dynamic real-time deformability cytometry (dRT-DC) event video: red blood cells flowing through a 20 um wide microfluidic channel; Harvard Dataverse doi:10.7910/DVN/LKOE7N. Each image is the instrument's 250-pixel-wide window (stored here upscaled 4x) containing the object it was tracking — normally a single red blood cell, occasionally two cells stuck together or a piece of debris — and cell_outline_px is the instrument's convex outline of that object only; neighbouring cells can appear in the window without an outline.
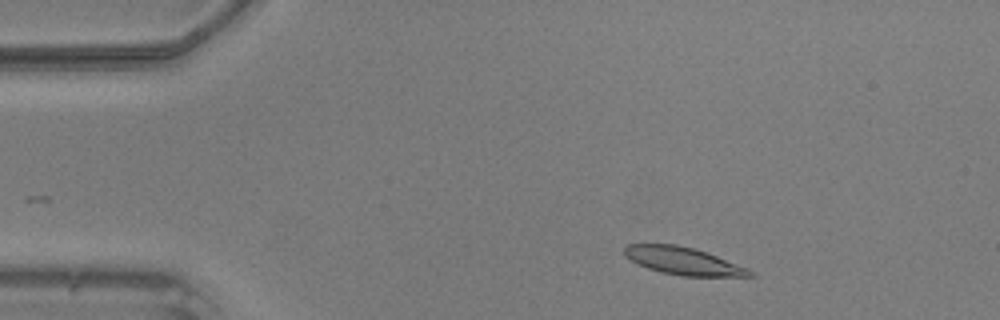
{"species": "common noctule bat (a hibernating species)", "species_latin": "Nyctalus noctula", "temperature_condition": "warm", "stored_images_in_passage": 17, "camera_frame_rate_fps": 3000, "um_per_image_px": 0.085, "animal": {"sex": "male", "body_mass_g": 20.5, "forearm_length_mm": 52.5}, "frame": {"image": 1, "passage_image": 5, "time_ms": 1.333, "image_size_px": [1000, 320], "cell_outline_px": [[756, 276], [684, 276], [660, 272], [648, 268], [624, 256], [624, 248], [628, 244], [676, 244], [692, 248], [716, 256], [748, 268], [756, 272]], "centroid_in_image_um": [58.09, 22.19], "position_along_channel_um": 26.9, "area_um2": 19.88}}
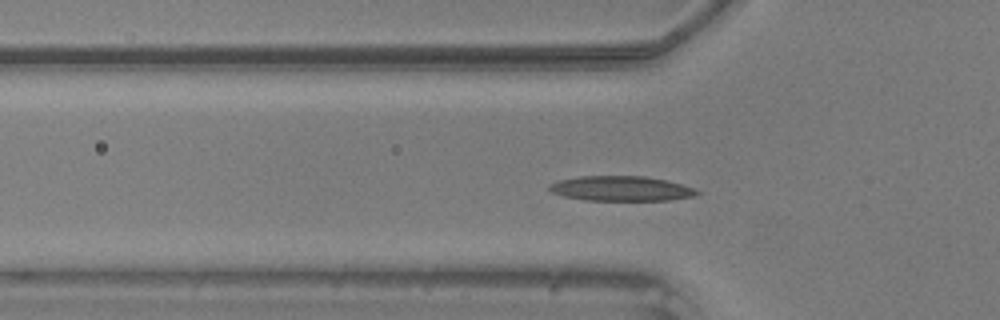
{"frame": {"image": 2, "passage_image": 13, "time_ms": 4.0, "image_size_px": [1000, 320], "cell_outline_px": [[704, 192], [692, 196], [668, 200], [584, 200], [564, 196], [552, 192], [548, 188], [548, 184], [560, 180], [580, 176], [644, 176], [664, 180], [696, 188]], "centroid_in_image_um": [52.8, 16.02], "position_along_channel_um": 73.0, "area_um2": 21.33}}
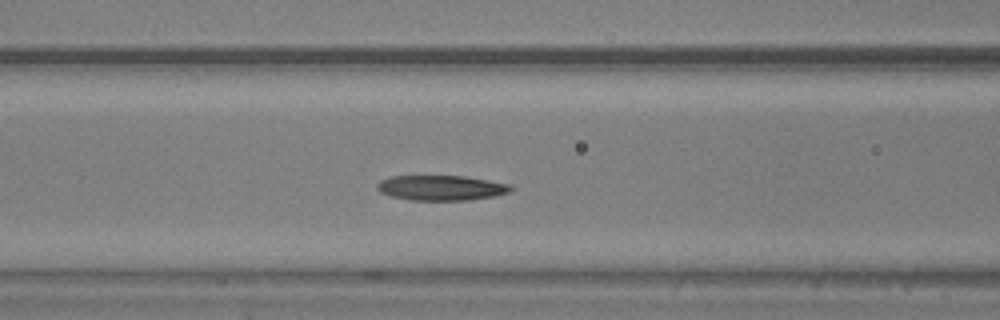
{"frame": {"image": 3, "passage_image": 17, "time_ms": 5.333, "image_size_px": [1000, 320], "cell_outline_px": [[512, 188], [508, 192], [492, 196], [468, 200], [408, 200], [392, 196], [380, 192], [376, 188], [376, 184], [380, 180], [392, 176], [464, 176], [512, 184]], "centroid_in_image_um": [37.47, 15.96], "position_along_channel_um": 129.1, "area_um2": 19.48}}